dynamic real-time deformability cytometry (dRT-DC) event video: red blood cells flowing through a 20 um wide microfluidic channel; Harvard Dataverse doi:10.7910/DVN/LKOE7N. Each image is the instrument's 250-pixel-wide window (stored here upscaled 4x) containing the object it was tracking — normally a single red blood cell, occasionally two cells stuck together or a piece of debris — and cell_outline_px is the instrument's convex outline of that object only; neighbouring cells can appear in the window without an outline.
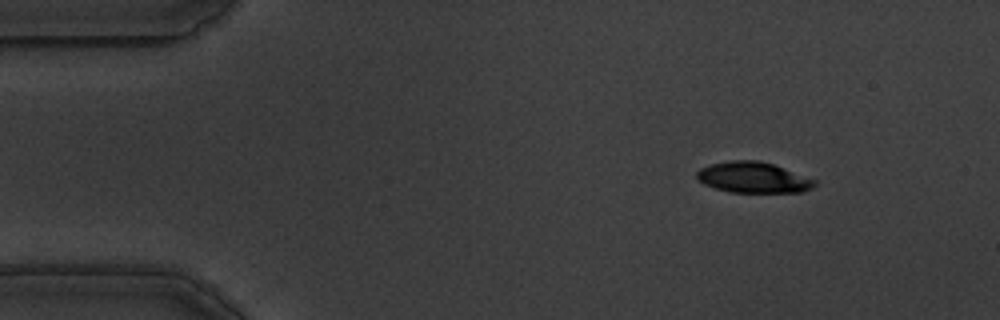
{"species": "common noctule bat (a hibernating species)", "species_latin": "Nyctalus noctula", "temperature_condition": "warm", "stored_images_in_passage": 51, "camera_frame_rate_fps": 3000, "um_per_image_px": 0.085, "animal": {"sex": "male", "body_mass_g": 19.5, "forearm_length_mm": 54.6}, "frame": {"image": 1, "passage_image": 1, "time_ms": 0.0, "image_size_px": [1000, 320], "cell_outline_px": [[816, 184], [812, 188], [800, 192], [732, 192], [716, 188], [704, 184], [696, 176], [696, 172], [700, 168], [712, 164], [732, 160], [760, 160], [772, 164], [816, 180]], "centroid_in_image_um": [64.02, 15.08], "position_along_channel_um": 21.0, "area_um2": 20.87}}
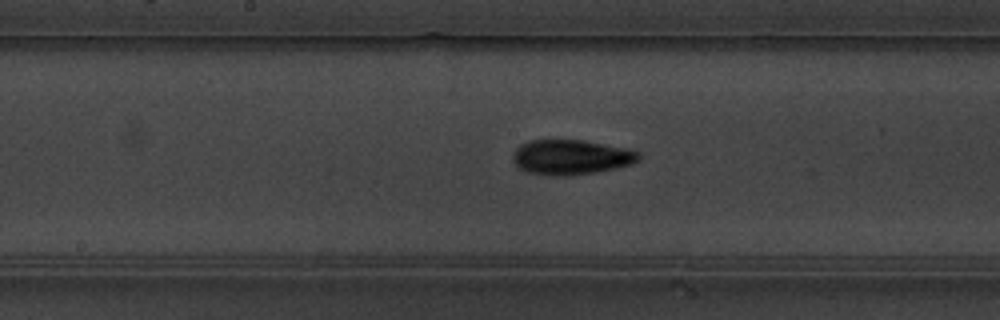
{"frame": {"image": 2, "passage_image": 23, "time_ms": 7.333, "image_size_px": [1000, 320], "cell_outline_px": [[640, 160], [632, 164], [616, 168], [572, 176], [552, 176], [528, 172], [516, 168], [512, 160], [512, 156], [516, 148], [520, 144], [528, 140], [584, 140], [628, 148], [640, 152]], "centroid_in_image_um": [48.53, 13.36], "position_along_channel_um": 199.7, "area_um2": 26.07}}
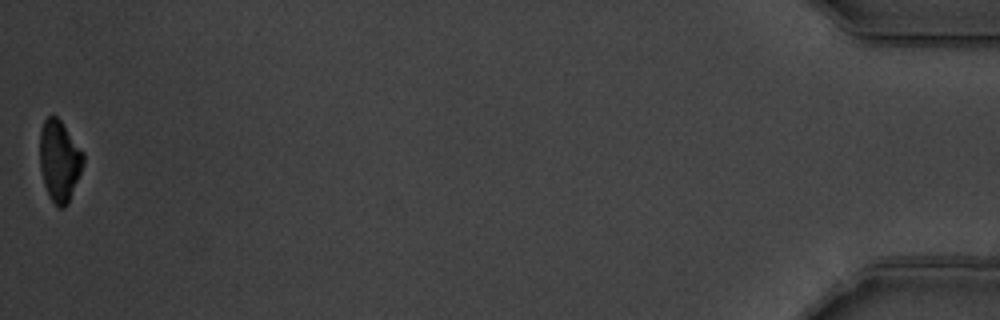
{"frame": {"image": 3, "passage_image": 51, "time_ms": 16.667, "image_size_px": [1000, 320], "cell_outline_px": [[84, 164], [68, 204], [64, 208], [60, 208], [48, 196], [44, 184], [40, 168], [40, 132], [44, 120], [48, 116], [56, 116], [60, 120], [84, 152]], "centroid_in_image_um": [5.06, 13.67], "position_along_channel_um": 430.1, "area_um2": 20.58}, "authors_computed_cell_mechanics": {"area_um2": 23.3512, "velocity_mm_per_s": 3.5227, "shape_relaxation_time_tau1_ms": 4.6616, "shape_relaxation_time_tau2_ms": 1.9738, "deformation_change_tau1": 0.1966, "deformation_change_tau2": 0.0741}}